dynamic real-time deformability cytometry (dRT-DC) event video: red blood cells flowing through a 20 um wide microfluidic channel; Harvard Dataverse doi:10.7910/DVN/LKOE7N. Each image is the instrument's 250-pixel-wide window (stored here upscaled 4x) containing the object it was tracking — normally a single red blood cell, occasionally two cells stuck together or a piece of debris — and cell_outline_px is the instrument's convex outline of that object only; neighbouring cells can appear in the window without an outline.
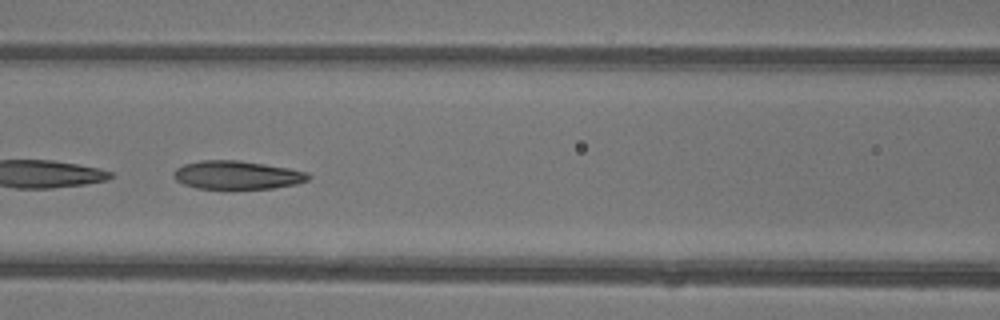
{"species": "common noctule bat (a hibernating species)", "species_latin": "Nyctalus noctula", "temperature_condition": "warm", "stored_images_in_passage": 4, "camera_frame_rate_fps": 3000, "um_per_image_px": 0.085, "animal": {"sex": "female"}, "frame": {"image": 1, "passage_image": 4, "time_ms": 1.0, "image_size_px": [1000, 320], "cell_outline_px": [[312, 176], [308, 180], [296, 184], [272, 188], [224, 192], [196, 188], [184, 184], [176, 180], [172, 176], [172, 172], [176, 168], [184, 164], [200, 160], [240, 160], [288, 168], [308, 172]], "centroid_in_image_um": [20.11, 14.92], "position_along_channel_um": 146.5, "area_um2": 23.35}}